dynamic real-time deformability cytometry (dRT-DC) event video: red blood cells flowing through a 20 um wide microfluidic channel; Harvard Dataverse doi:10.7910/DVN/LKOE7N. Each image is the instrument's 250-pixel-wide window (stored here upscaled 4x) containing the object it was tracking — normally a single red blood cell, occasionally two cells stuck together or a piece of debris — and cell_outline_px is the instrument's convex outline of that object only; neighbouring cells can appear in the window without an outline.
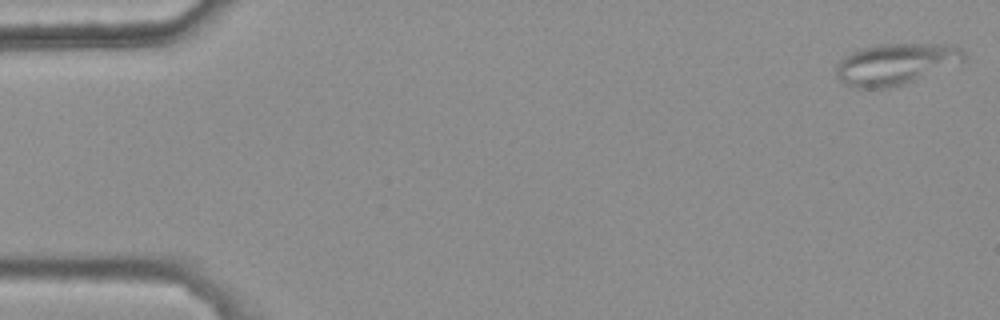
{"species": "common noctule bat (a hibernating species)", "species_latin": "Nyctalus noctula", "temperature_condition": "warm", "stored_images_in_passage": 50, "camera_frame_rate_fps": 3000, "um_per_image_px": 0.085, "animal": {"sex": "female", "body_mass_g": 25.1}, "frame": {"image": 1, "passage_image": 1, "time_ms": 0.0, "image_size_px": [1000, 320], "cell_outline_px": [[968, 56], [964, 60], [904, 84], [884, 88], [856, 88], [844, 84], [836, 76], [836, 64], [844, 56], [852, 52], [864, 48], [880, 44], [948, 44], [960, 48]], "centroid_in_image_um": [76.09, 5.44], "position_along_channel_um": 8.9, "area_um2": 30.35}}
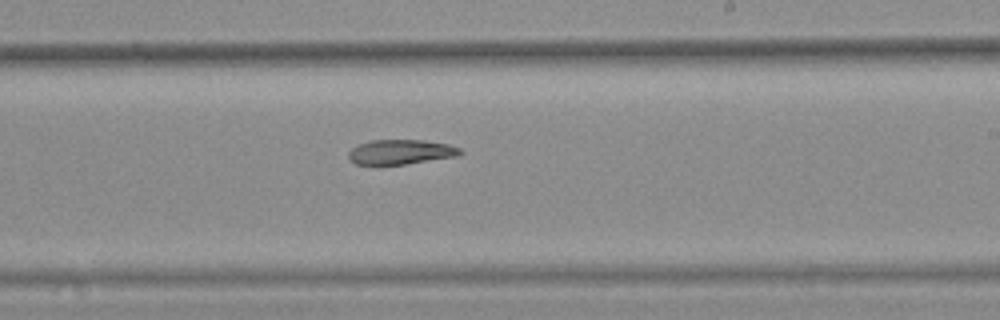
{"frame": {"image": 2, "passage_image": 32, "time_ms": 10.333, "image_size_px": [1000, 320], "cell_outline_px": [[464, 152], [460, 156], [404, 164], [356, 164], [348, 156], [348, 152], [352, 148], [360, 144], [372, 140], [424, 140], [448, 144], [460, 148]], "centroid_in_image_um": [34.12, 12.91], "position_along_channel_um": 254.9, "area_um2": 16.01}}
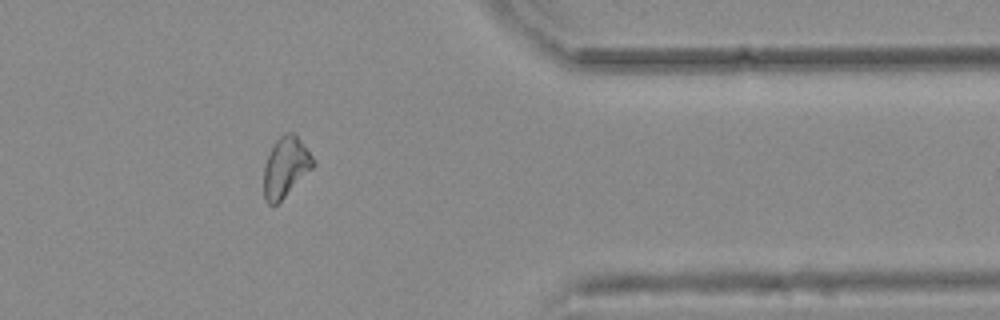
{"frame": {"image": 3, "passage_image": 44, "time_ms": 14.333, "image_size_px": [1000, 320], "cell_outline_px": [[316, 164], [276, 204], [268, 204], [264, 200], [264, 168], [268, 156], [276, 140], [280, 136], [288, 132], [292, 132], [300, 140], [316, 160]], "centroid_in_image_um": [24.28, 14.19], "position_along_channel_um": 387.1, "area_um2": 16.82}}